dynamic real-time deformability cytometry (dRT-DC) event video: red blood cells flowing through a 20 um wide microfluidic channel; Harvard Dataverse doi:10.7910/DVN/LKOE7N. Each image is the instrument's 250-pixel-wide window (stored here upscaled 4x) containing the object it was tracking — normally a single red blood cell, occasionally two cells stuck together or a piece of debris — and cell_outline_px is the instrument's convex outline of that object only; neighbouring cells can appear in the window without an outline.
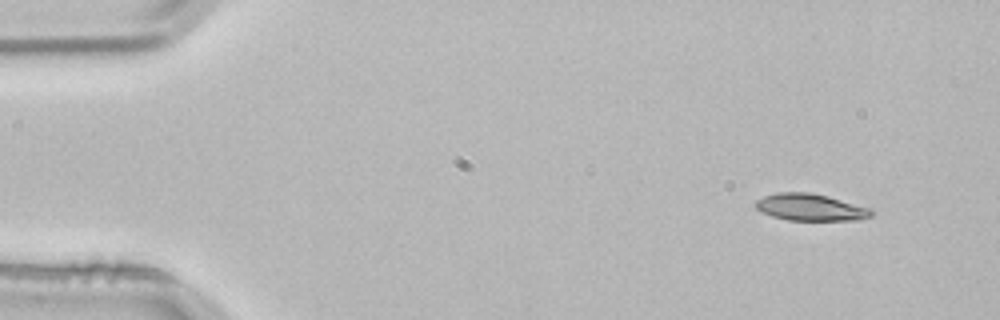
{"species": "common noctule bat (a hibernating species)", "species_latin": "Nyctalus noctula", "temperature_condition": "room temperature", "stored_images_in_passage": 4, "segment_of_instrument_passage": [1, 2], "camera_frame_rate_fps": 3000, "um_per_image_px": 0.085, "animal": {"sex": "male", "body_mass_g": 21.5, "forearm_length_mm": 52.0}, "frame": {"image": 1, "passage_image": 1, "time_ms": 0.0, "image_size_px": [1000, 320], "cell_outline_px": [[876, 212], [872, 216], [856, 220], [788, 220], [772, 216], [760, 212], [752, 204], [756, 200], [764, 196], [776, 192], [808, 192], [828, 196], [872, 208]], "centroid_in_image_um": [68.89, 17.61], "position_along_channel_um": 16.1, "area_um2": 18.44}}